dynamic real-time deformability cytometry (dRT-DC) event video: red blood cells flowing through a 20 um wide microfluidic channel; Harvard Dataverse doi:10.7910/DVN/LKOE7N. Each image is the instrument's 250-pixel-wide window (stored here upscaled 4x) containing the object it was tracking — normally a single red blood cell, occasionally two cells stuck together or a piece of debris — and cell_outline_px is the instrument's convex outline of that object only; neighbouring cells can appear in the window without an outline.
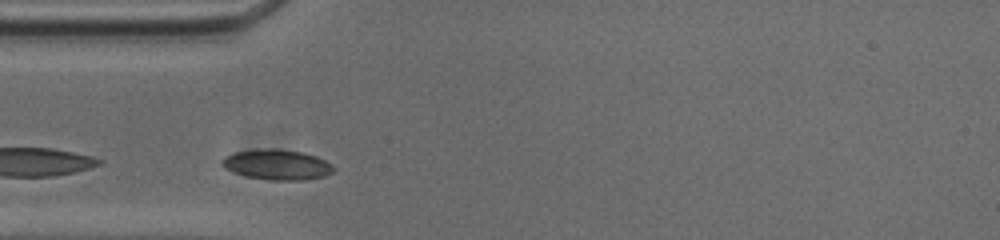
{"species": "common noctule bat (a hibernating species)", "species_latin": "Nyctalus noctula", "temperature_condition": "cold", "stored_images_in_passage": 29, "camera_frame_rate_fps": 3000, "um_per_image_px": 0.085, "animal": {"sex": "male", "body_mass_g": 20.0, "forearm_length_mm": 53.3}, "frame": {"image": 1, "passage_image": 2, "time_ms": 0.333, "image_size_px": [1000, 240], "cell_outline_px": [[336, 168], [332, 172], [324, 176], [304, 180], [272, 180], [244, 176], [232, 172], [224, 168], [220, 164], [220, 160], [224, 156], [236, 152], [268, 148], [272, 148], [304, 152], [316, 156], [332, 164]], "centroid_in_image_um": [23.53, 14.0], "position_along_channel_um": 61.5, "area_um2": 19.83}}
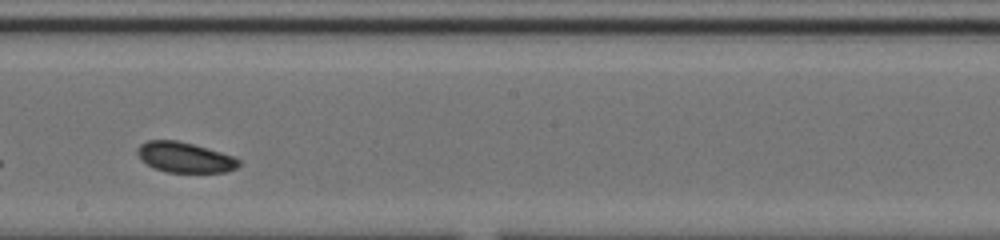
{"frame": {"image": 2, "passage_image": 16, "time_ms": 5.0, "image_size_px": [1000, 240], "cell_outline_px": [[240, 164], [236, 168], [228, 172], [168, 172], [152, 168], [140, 160], [136, 152], [136, 148], [140, 144], [148, 140], [176, 140], [192, 144], [220, 152], [232, 156], [240, 160]], "centroid_in_image_um": [15.65, 13.38], "position_along_channel_um": 232.5, "area_um2": 17.98}}
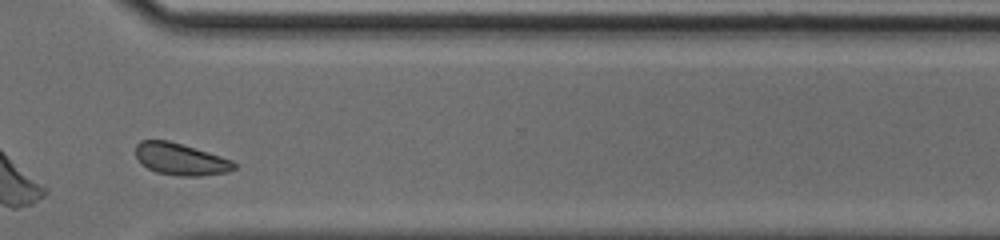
{"frame": {"image": 3, "passage_image": 26, "time_ms": 8.333, "image_size_px": [1000, 240], "cell_outline_px": [[236, 168], [228, 172], [200, 176], [180, 176], [156, 172], [140, 164], [136, 156], [136, 144], [140, 140], [168, 140], [208, 152], [232, 160], [236, 164]], "centroid_in_image_um": [15.33, 13.53], "position_along_channel_um": 355.3, "area_um2": 18.32}}